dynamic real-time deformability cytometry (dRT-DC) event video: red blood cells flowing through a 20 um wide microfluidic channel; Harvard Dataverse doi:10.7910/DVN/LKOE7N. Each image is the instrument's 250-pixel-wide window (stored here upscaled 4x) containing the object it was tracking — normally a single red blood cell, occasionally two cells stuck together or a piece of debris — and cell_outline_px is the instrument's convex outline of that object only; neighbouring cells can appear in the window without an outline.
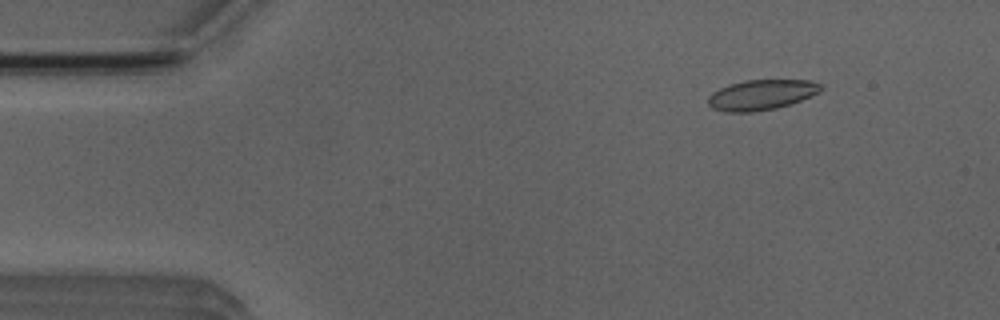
{"species": "Egyptian fruit bat (a non-hibernating species)", "species_latin": "Rousettus aegyptiacus", "temperature_condition": "room temperature", "stored_images_in_passage": 52, "camera_frame_rate_fps": 3000, "um_per_image_px": 0.085, "animal": {"sex": "male"}, "frame": {"image": 1, "passage_image": 6, "time_ms": 1.667, "image_size_px": [1000, 320], "cell_outline_px": [[820, 92], [800, 100], [776, 108], [752, 112], [724, 112], [712, 108], [708, 104], [708, 96], [712, 92], [728, 84], [744, 80], [808, 80], [820, 84]], "centroid_in_image_um": [64.66, 8.06], "position_along_channel_um": 20.3, "area_um2": 19.77}}
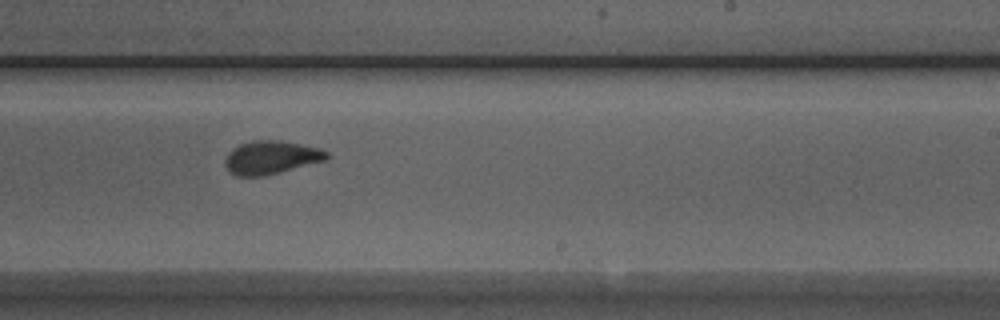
{"frame": {"image": 2, "passage_image": 31, "time_ms": 10.0, "image_size_px": [1000, 320], "cell_outline_px": [[332, 156], [328, 160], [264, 176], [236, 176], [228, 172], [224, 164], [224, 160], [228, 152], [232, 148], [240, 144], [252, 140], [280, 140], [320, 148], [328, 152]], "centroid_in_image_um": [23.05, 13.39], "position_along_channel_um": 266.0, "area_um2": 20.11}}
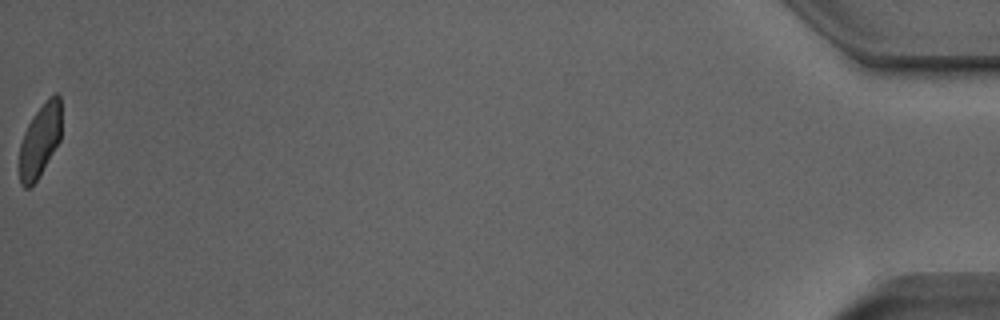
{"frame": {"image": 3, "passage_image": 52, "time_ms": 17.0, "image_size_px": [1000, 320], "cell_outline_px": [[60, 140], [36, 180], [28, 188], [24, 188], [20, 184], [20, 144], [24, 132], [28, 124], [36, 112], [48, 96], [56, 92], [60, 96]], "centroid_in_image_um": [3.39, 11.9], "position_along_channel_um": 431.8, "area_um2": 17.51}, "authors_computed_cell_mechanics": {"area_um2": 19.8254, "velocity_mm_per_s": 3.9115, "shape_relaxation_time_tau1_ms": 3.7808, "shape_relaxation_time_tau2_ms": 1.0041, "deformation_change_tau1": 0.1284, "deformation_change_tau2": 0.0548}}